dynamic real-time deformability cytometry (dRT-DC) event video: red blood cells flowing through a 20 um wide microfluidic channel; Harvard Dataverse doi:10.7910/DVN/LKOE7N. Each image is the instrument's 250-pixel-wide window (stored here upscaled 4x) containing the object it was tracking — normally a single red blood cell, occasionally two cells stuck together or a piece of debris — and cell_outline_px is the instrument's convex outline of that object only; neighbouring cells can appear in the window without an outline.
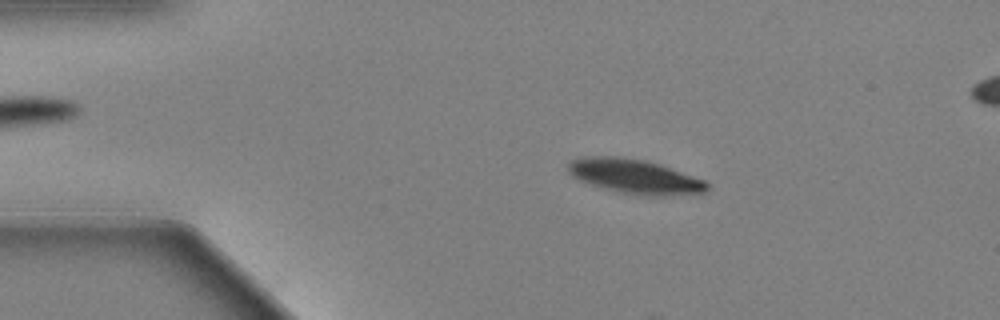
{"species": "Egyptian fruit bat (a non-hibernating species)", "species_latin": "Rousettus aegyptiacus", "temperature_condition": "warm", "stored_images_in_passage": 8, "camera_frame_rate_fps": 3000, "um_per_image_px": 0.085, "animal": {"sex": "female"}, "frame": {"image": 1, "passage_image": 4, "time_ms": 1.0, "image_size_px": [1000, 320], "cell_outline_px": [[708, 188], [704, 192], [664, 196], [644, 196], [620, 192], [604, 188], [580, 180], [572, 176], [568, 172], [568, 164], [572, 160], [584, 156], [616, 156], [644, 160], [660, 164], [704, 180], [708, 184]], "centroid_in_image_um": [53.94, 14.99], "position_along_channel_um": 31.1, "area_um2": 27.63}}